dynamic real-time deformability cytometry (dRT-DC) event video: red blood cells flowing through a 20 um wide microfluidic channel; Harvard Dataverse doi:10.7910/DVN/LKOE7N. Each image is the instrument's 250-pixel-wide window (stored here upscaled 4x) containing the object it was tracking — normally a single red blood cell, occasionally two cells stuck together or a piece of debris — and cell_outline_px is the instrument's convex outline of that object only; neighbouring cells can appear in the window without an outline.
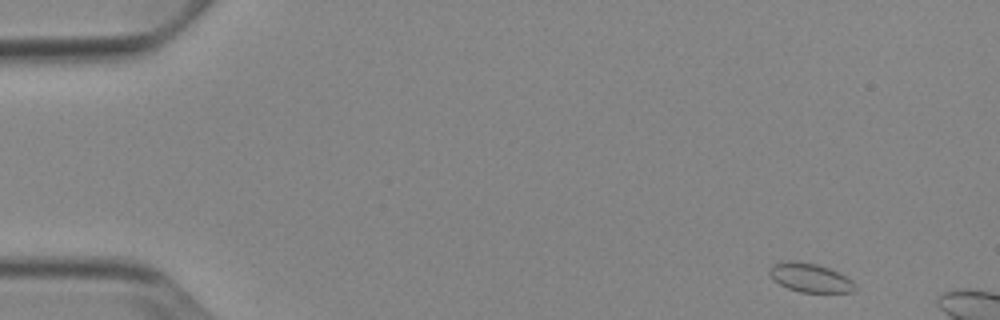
{"species": "Egyptian fruit bat (a non-hibernating species)", "species_latin": "Rousettus aegyptiacus", "temperature_condition": "cold", "stored_images_in_passage": 7, "camera_frame_rate_fps": 3000, "um_per_image_px": 0.085, "animal": {"sex": "female"}, "frame": {"image": 1, "passage_image": 1, "time_ms": 0.0, "image_size_px": [1000, 320], "cell_outline_px": [[856, 288], [852, 292], [800, 292], [788, 288], [780, 284], [768, 272], [776, 264], [788, 260], [792, 260], [816, 264], [828, 268], [852, 280], [856, 284]], "centroid_in_image_um": [68.89, 23.61], "position_along_channel_um": 16.1, "area_um2": 13.99}}